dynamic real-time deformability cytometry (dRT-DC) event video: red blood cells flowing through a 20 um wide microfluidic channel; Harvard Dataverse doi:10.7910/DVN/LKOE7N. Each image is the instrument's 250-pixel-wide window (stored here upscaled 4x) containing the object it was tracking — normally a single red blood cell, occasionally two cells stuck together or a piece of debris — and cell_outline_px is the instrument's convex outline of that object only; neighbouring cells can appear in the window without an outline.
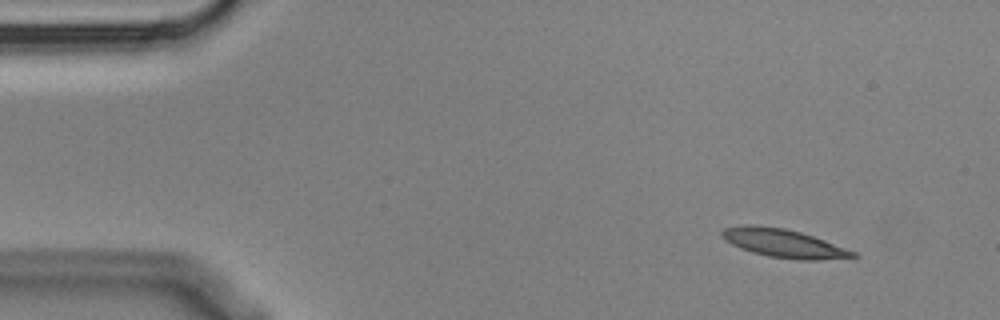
{"species": "Egyptian fruit bat (a non-hibernating species)", "species_latin": "Rousettus aegyptiacus", "temperature_condition": "cold", "stored_images_in_passage": 4, "segment_of_instrument_passage": [2, 2], "camera_frame_rate_fps": 3000, "um_per_image_px": 0.085, "animal": {"sex": "male"}, "frame": {"image": 1, "passage_image": 4, "time_ms": 1.0, "image_size_px": [1000, 320], "cell_outline_px": [[860, 256], [816, 260], [796, 260], [768, 256], [752, 252], [740, 248], [724, 240], [720, 236], [720, 232], [724, 228], [744, 224], [752, 224], [784, 228], [800, 232], [824, 240], [856, 252]], "centroid_in_image_um": [66.55, 20.67], "position_along_channel_um": 18.4, "area_um2": 21.68}}